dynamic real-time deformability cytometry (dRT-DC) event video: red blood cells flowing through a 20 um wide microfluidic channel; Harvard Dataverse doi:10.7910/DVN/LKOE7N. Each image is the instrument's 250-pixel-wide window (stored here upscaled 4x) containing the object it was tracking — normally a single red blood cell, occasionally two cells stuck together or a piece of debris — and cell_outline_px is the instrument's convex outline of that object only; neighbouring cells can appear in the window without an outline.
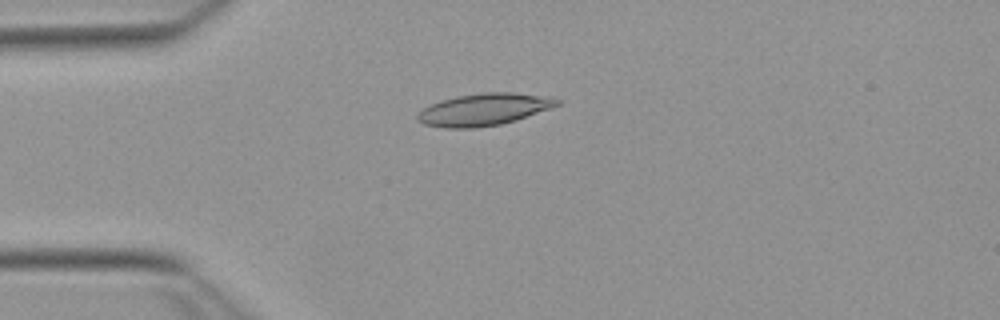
{"species": "Egyptian fruit bat (a non-hibernating species)", "species_latin": "Rousettus aegyptiacus", "temperature_condition": "warm", "stored_images_in_passage": 46, "camera_frame_rate_fps": 3000, "um_per_image_px": 0.085, "animal": {"sex": "female"}, "frame": {"image": 1, "passage_image": 7, "time_ms": 2.0, "image_size_px": [1000, 320], "cell_outline_px": [[560, 104], [552, 108], [516, 120], [500, 124], [472, 128], [444, 128], [424, 124], [416, 120], [416, 116], [424, 108], [440, 100], [456, 96], [484, 92], [512, 92], [552, 96], [560, 100]], "centroid_in_image_um": [41.17, 9.29], "position_along_channel_um": 43.8, "area_um2": 26.24}}
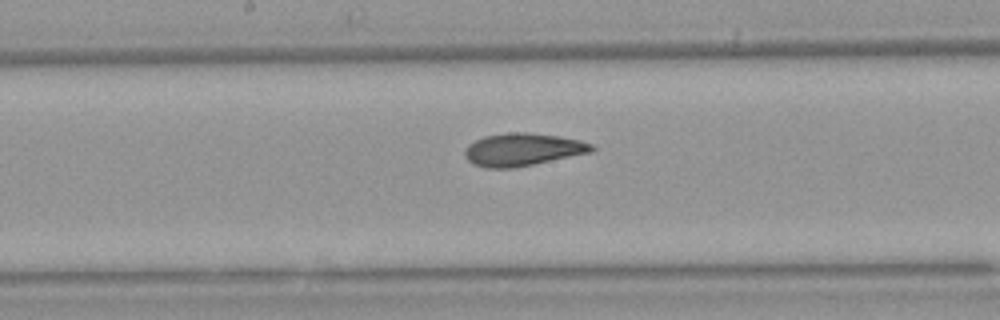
{"frame": {"image": 2, "passage_image": 21, "time_ms": 6.667, "image_size_px": [1000, 320], "cell_outline_px": [[596, 148], [592, 152], [512, 168], [488, 168], [472, 164], [464, 156], [464, 148], [468, 144], [484, 136], [512, 132], [524, 132], [560, 136], [580, 140], [592, 144]], "centroid_in_image_um": [44.4, 12.71], "position_along_channel_um": 203.8, "area_um2": 24.1}}
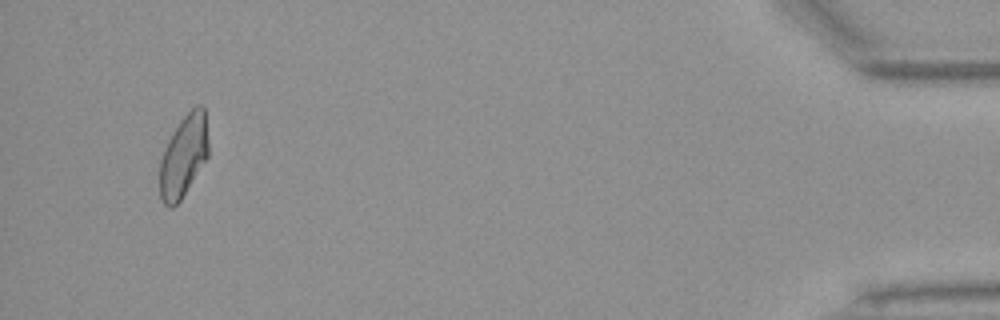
{"frame": {"image": 3, "passage_image": 44, "time_ms": 14.333, "image_size_px": [1000, 320], "cell_outline_px": [[208, 156], [180, 200], [172, 208], [168, 208], [160, 200], [160, 160], [164, 148], [172, 132], [180, 120], [196, 104], [204, 104], [208, 140]], "centroid_in_image_um": [15.6, 13.24], "position_along_channel_um": 419.6, "area_um2": 23.29}, "authors_computed_cell_mechanics": {"area_um2": 23.8714, "velocity_mm_per_s": 3.8488, "shape_relaxation_time_tau1_ms": 6.5819, "shape_relaxation_time_tau2_ms": 1.892, "deformation_change_tau1": 0.1868, "deformation_change_tau2": 0.0887}}